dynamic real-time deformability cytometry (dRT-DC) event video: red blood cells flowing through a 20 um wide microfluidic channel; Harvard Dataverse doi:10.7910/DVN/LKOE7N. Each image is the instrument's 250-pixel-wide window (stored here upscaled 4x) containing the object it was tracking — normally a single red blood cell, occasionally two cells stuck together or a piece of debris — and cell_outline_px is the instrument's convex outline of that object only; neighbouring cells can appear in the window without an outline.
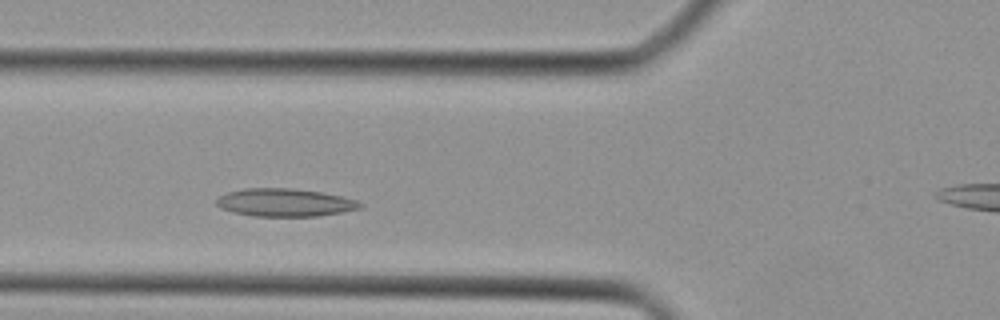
{"species": "Egyptian fruit bat (a non-hibernating species)", "species_latin": "Rousettus aegyptiacus", "temperature_condition": "cold", "stored_images_in_passage": 25, "camera_frame_rate_fps": 3000, "um_per_image_px": 0.085, "animal": {"sex": "female"}, "frame": {"image": 1, "passage_image": 6, "time_ms": 1.667, "image_size_px": [1000, 320], "cell_outline_px": [[364, 204], [360, 208], [344, 212], [316, 216], [252, 216], [232, 212], [220, 208], [216, 204], [216, 200], [220, 196], [228, 192], [244, 188], [292, 188], [320, 192], [340, 196], [356, 200]], "centroid_in_image_um": [24.2, 17.22], "position_along_channel_um": 101.6, "area_um2": 23.35}}
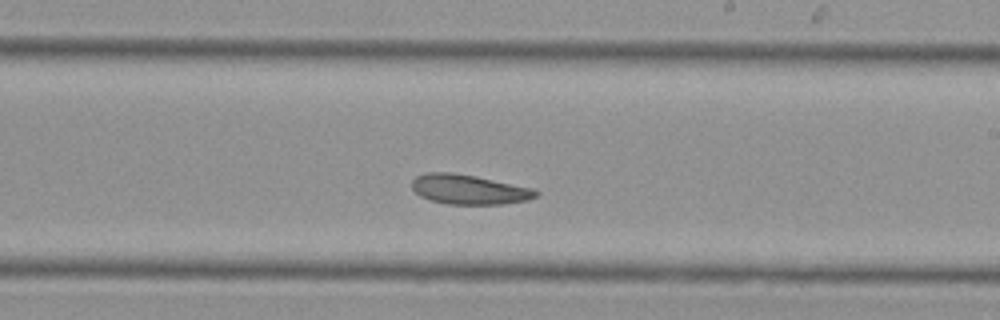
{"frame": {"image": 2, "passage_image": 15, "time_ms": 4.667, "image_size_px": [1000, 320], "cell_outline_px": [[540, 192], [536, 196], [528, 200], [504, 204], [448, 204], [432, 200], [420, 196], [412, 188], [412, 180], [416, 176], [424, 172], [452, 172], [476, 176], [532, 188]], "centroid_in_image_um": [39.85, 16.09], "position_along_channel_um": 249.2, "area_um2": 21.44}}
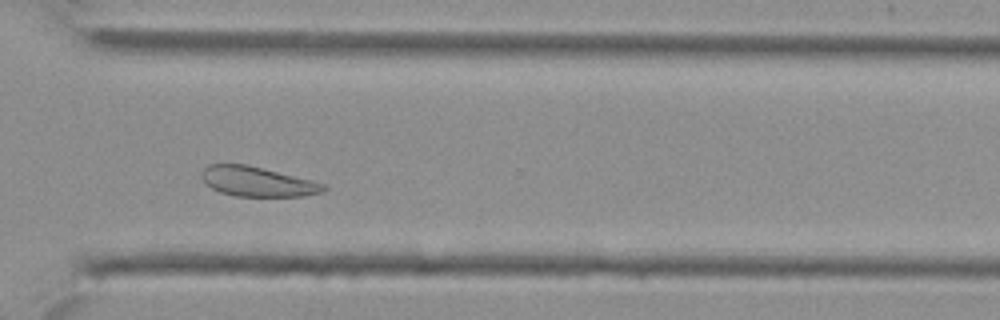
{"frame": {"image": 3, "passage_image": 21, "time_ms": 6.667, "image_size_px": [1000, 320], "cell_outline_px": [[328, 188], [324, 192], [304, 196], [236, 196], [220, 192], [212, 188], [204, 180], [200, 172], [208, 164], [248, 164], [328, 184]], "centroid_in_image_um": [21.93, 15.43], "position_along_channel_um": 348.7, "area_um2": 21.27}}